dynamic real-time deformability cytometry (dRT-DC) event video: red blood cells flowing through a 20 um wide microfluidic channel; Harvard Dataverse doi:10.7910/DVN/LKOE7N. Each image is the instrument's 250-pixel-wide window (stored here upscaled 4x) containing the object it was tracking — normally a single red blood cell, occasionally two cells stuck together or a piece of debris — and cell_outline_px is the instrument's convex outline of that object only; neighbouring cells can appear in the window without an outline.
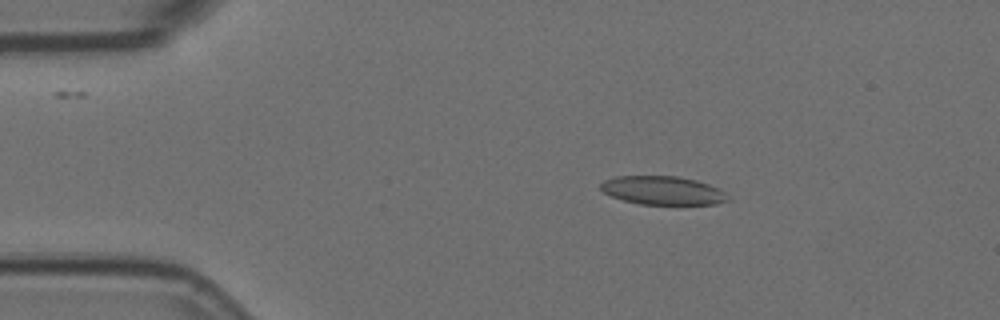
{"species": "Egyptian fruit bat (a non-hibernating species)", "species_latin": "Rousettus aegyptiacus", "temperature_condition": "room temperature", "stored_images_in_passage": 4, "camera_frame_rate_fps": 3000, "um_per_image_px": 0.085, "animal": {"sex": "female"}, "frame": {"image": 1, "passage_image": 3, "time_ms": 0.667, "image_size_px": [1000, 320], "cell_outline_px": [[732, 200], [716, 204], [640, 204], [624, 200], [612, 196], [604, 192], [600, 188], [600, 184], [604, 180], [616, 176], [676, 176], [696, 180], [708, 184], [724, 192]], "centroid_in_image_um": [56.34, 16.19], "position_along_channel_um": 28.7, "area_um2": 21.04}}